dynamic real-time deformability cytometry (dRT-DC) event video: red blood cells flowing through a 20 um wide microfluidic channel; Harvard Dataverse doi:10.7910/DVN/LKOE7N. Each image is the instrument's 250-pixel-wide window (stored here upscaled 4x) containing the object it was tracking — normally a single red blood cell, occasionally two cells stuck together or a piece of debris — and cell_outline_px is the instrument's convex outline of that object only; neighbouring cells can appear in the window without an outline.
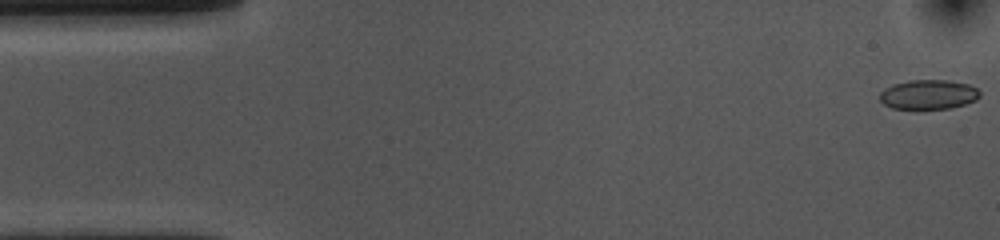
{"species": "common noctule bat (a hibernating species)", "species_latin": "Nyctalus noctula", "temperature_condition": "cold", "stored_images_in_passage": 54, "camera_frame_rate_fps": 3000, "um_per_image_px": 0.085, "animal": {"sex": "female", "body_mass_g": 10.0, "forearm_length_mm": 53.1}, "frame": {"image": 1, "passage_image": 1, "time_ms": 0.0, "image_size_px": [1000, 240], "cell_outline_px": [[980, 96], [976, 100], [964, 104], [948, 108], [892, 108], [884, 104], [880, 100], [880, 92], [884, 88], [892, 84], [908, 80], [948, 80], [968, 84], [976, 88], [980, 92]], "centroid_in_image_um": [78.9, 8.01], "position_along_channel_um": 6.1, "area_um2": 17.11}}
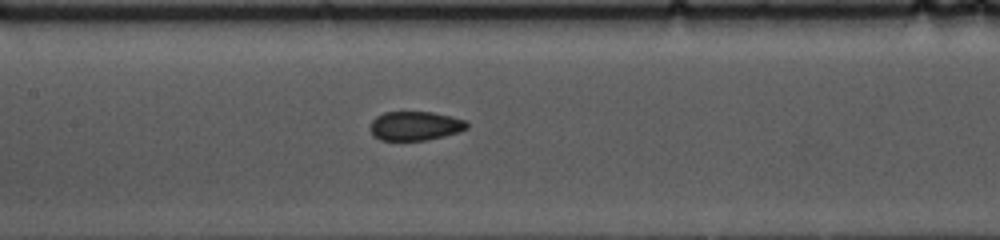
{"frame": {"image": 2, "passage_image": 24, "time_ms": 7.667, "image_size_px": [1000, 240], "cell_outline_px": [[468, 128], [460, 132], [428, 140], [380, 140], [372, 136], [368, 128], [372, 120], [376, 116], [384, 112], [432, 112], [452, 116], [464, 120], [468, 124]], "centroid_in_image_um": [35.26, 10.7], "position_along_channel_um": 172.1, "area_um2": 16.65}}
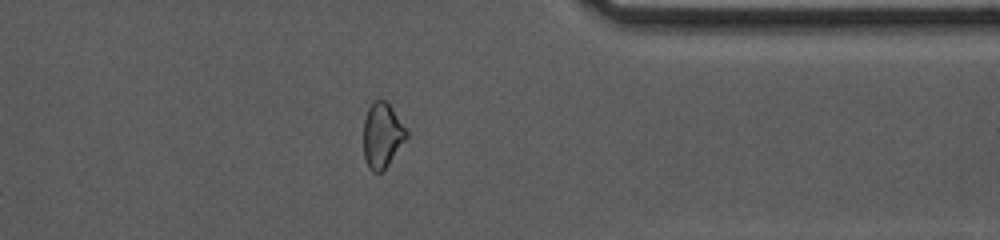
{"frame": {"image": 3, "passage_image": 42, "time_ms": 13.667, "image_size_px": [1000, 240], "cell_outline_px": [[408, 136], [388, 164], [380, 172], [372, 172], [368, 168], [364, 160], [364, 120], [368, 108], [372, 100], [384, 100], [392, 108], [408, 132]], "centroid_in_image_um": [32.46, 11.5], "position_along_channel_um": 378.9, "area_um2": 16.13}, "authors_computed_cell_mechanics": {"area_um2": 17.34, "velocity_mm_per_s": 3.6664, "shape_relaxation_time_tau1_ms": 8.5381, "shape_relaxation_time_tau2_ms": 3.0648, "deformation_change_tau1": 0.1262, "deformation_change_tau2": 0.0601}}